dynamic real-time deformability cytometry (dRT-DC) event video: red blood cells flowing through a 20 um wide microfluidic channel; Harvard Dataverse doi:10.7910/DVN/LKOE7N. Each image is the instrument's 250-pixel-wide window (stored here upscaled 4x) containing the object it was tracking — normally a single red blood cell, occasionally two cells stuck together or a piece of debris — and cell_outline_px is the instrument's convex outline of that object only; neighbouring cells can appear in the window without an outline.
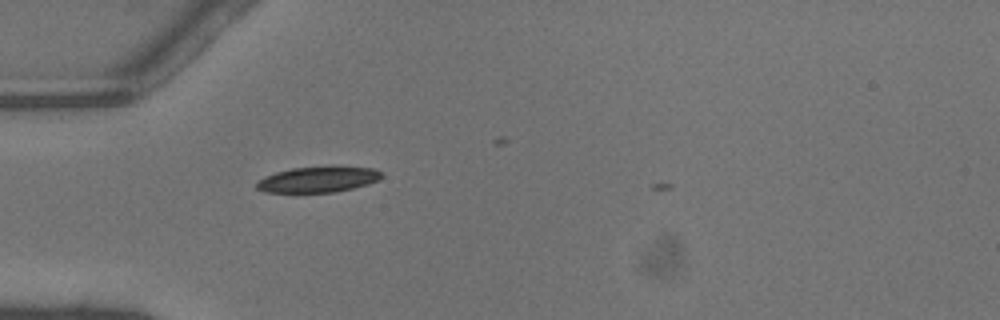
{"species": "common noctule bat (a hibernating species)", "species_latin": "Nyctalus noctula", "temperature_condition": "warm", "stored_images_in_passage": 3, "camera_frame_rate_fps": 3000, "um_per_image_px": 0.085, "animal": {"sex": "male", "body_mass_g": 13.3}, "frame": {"image": 1, "passage_image": 2, "time_ms": 0.333, "image_size_px": [1000, 320], "cell_outline_px": [[384, 176], [380, 180], [368, 184], [336, 192], [264, 192], [256, 188], [256, 184], [264, 176], [276, 172], [292, 168], [332, 164], [336, 164], [372, 168], [380, 172]], "centroid_in_image_um": [27.09, 15.21], "position_along_channel_um": 57.9, "area_um2": 19.36}}